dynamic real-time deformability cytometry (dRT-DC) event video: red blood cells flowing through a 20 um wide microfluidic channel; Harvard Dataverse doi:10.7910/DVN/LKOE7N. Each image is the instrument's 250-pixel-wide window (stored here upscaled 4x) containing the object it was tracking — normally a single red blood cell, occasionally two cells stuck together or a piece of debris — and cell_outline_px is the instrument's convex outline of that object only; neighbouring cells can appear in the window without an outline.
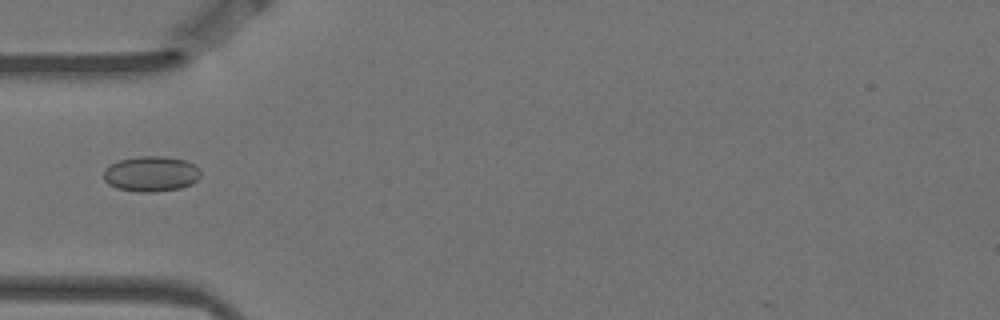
{"species": "Egyptian fruit bat (a non-hibernating species)", "species_latin": "Rousettus aegyptiacus", "temperature_condition": "warm", "stored_images_in_passage": 14, "camera_frame_rate_fps": 3000, "um_per_image_px": 0.085, "animal": {"sex": "female"}, "frame": {"image": 1, "passage_image": 4, "time_ms": 1.0, "image_size_px": [1000, 320], "cell_outline_px": [[200, 176], [192, 184], [180, 188], [156, 192], [136, 192], [116, 188], [108, 184], [104, 180], [104, 168], [120, 160], [140, 156], [164, 156], [184, 160], [192, 164], [200, 172]], "centroid_in_image_um": [12.81, 14.79], "position_along_channel_um": 72.2, "area_um2": 19.94}}
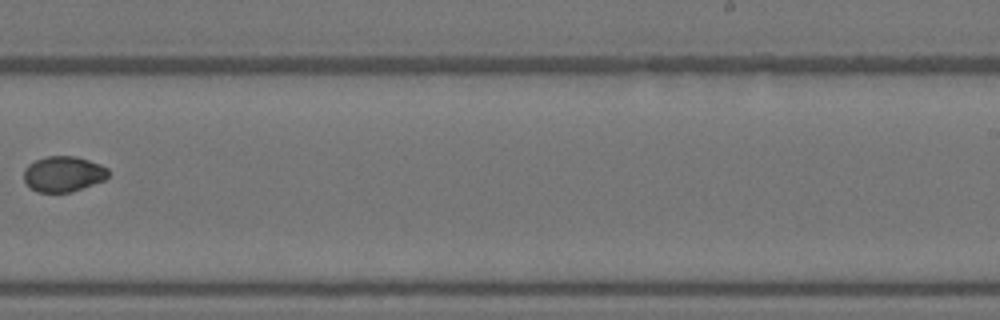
{"frame": {"image": 2, "passage_image": 9, "time_ms": 2.667, "image_size_px": [1000, 320], "cell_outline_px": [[108, 176], [104, 180], [72, 192], [36, 192], [24, 180], [24, 168], [28, 164], [36, 160], [48, 156], [76, 156], [100, 164], [108, 168]], "centroid_in_image_um": [5.38, 14.78], "position_along_channel_um": 283.6, "area_um2": 17.46}}
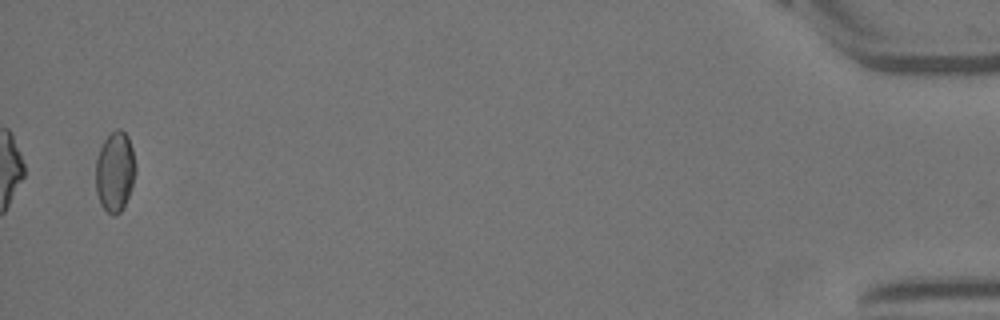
{"frame": {"image": 3, "passage_image": 14, "time_ms": 4.333, "image_size_px": [1000, 320], "cell_outline_px": [[136, 172], [128, 196], [120, 212], [116, 216], [112, 216], [100, 204], [96, 192], [96, 160], [100, 148], [104, 140], [116, 128], [120, 128], [128, 136], [132, 148], [136, 168]], "centroid_in_image_um": [9.77, 14.58], "position_along_channel_um": 425.4, "area_um2": 18.55}}